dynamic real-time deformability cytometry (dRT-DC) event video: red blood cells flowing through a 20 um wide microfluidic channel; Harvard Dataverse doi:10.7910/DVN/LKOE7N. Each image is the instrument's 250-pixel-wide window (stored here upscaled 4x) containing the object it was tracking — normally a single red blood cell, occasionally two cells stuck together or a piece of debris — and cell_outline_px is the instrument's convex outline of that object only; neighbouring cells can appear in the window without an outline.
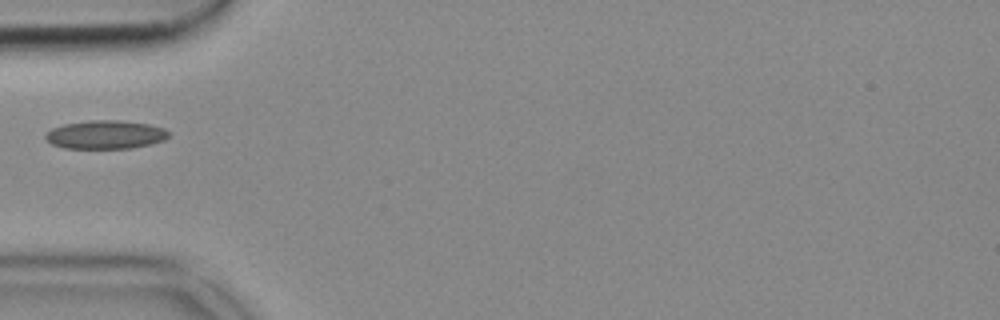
{"species": "common noctule bat (a hibernating species)", "species_latin": "Nyctalus noctula", "temperature_condition": "cold", "stored_images_in_passage": 37, "camera_frame_rate_fps": 3000, "um_per_image_px": 0.085, "animal": {"sex": "female", "body_mass_g": 18.4}, "frame": {"image": 1, "passage_image": 1, "time_ms": 0.0, "image_size_px": [1000, 320], "cell_outline_px": [[172, 132], [164, 140], [132, 148], [64, 148], [52, 144], [44, 136], [52, 128], [64, 124], [88, 120], [120, 120], [148, 124], [164, 128]], "centroid_in_image_um": [8.98, 11.43], "position_along_channel_um": 76.0, "area_um2": 20.4}}
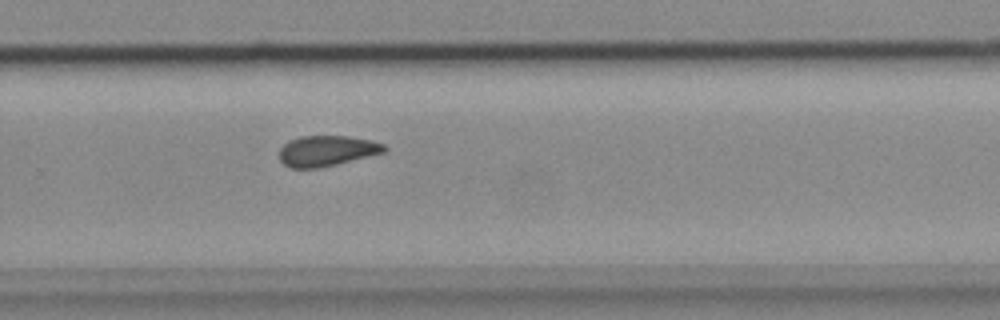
{"frame": {"image": 2, "passage_image": 19, "time_ms": 6.0, "image_size_px": [1000, 320], "cell_outline_px": [[388, 148], [384, 152], [320, 168], [288, 168], [280, 160], [280, 148], [288, 140], [300, 136], [348, 136], [372, 140], [384, 144]], "centroid_in_image_um": [27.76, 12.81], "position_along_channel_um": 302.0, "area_um2": 18.73}}
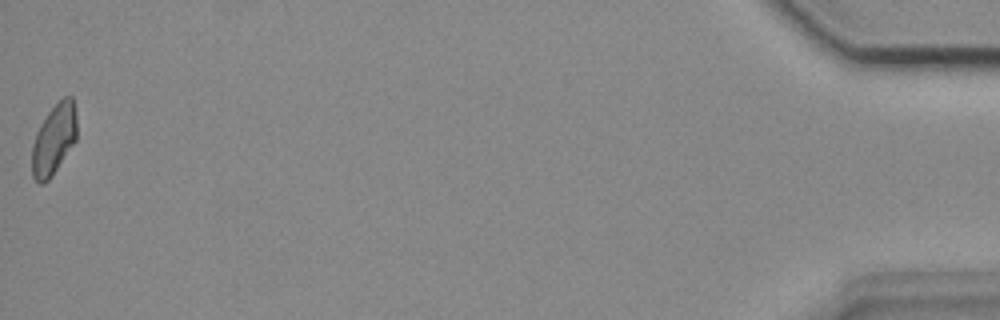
{"frame": {"image": 3, "passage_image": 37, "time_ms": 12.0, "image_size_px": [1000, 320], "cell_outline_px": [[76, 140], [52, 176], [44, 184], [40, 184], [32, 176], [32, 144], [36, 132], [40, 124], [48, 112], [64, 96], [72, 96], [76, 112]], "centroid_in_image_um": [4.57, 11.86], "position_along_channel_um": 430.6, "area_um2": 18.44}}